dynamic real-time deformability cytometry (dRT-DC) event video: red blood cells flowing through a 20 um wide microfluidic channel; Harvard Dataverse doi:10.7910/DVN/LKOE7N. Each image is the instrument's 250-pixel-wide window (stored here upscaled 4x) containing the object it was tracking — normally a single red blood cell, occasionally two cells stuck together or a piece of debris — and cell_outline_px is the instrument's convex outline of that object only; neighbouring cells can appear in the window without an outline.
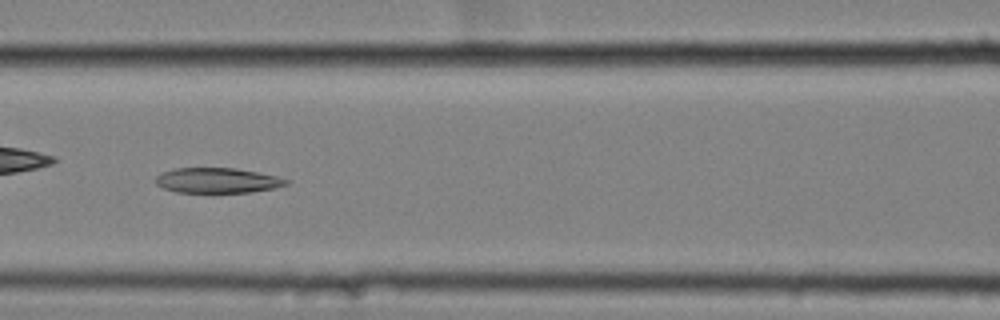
{"species": "common noctule bat (a hibernating species)", "species_latin": "Nyctalus noctula", "temperature_condition": "cold", "stored_images_in_passage": 11, "camera_frame_rate_fps": 3000, "um_per_image_px": 0.085, "animal": {"sex": "female", "body_mass_g": 25.1}, "frame": {"image": 1, "passage_image": 9, "time_ms": 2.667, "image_size_px": [1000, 320], "cell_outline_px": [[288, 184], [272, 188], [248, 192], [176, 192], [164, 188], [156, 184], [156, 176], [172, 168], [236, 168], [276, 176], [288, 180]], "centroid_in_image_um": [18.44, 15.33], "position_along_channel_um": 148.2, "area_um2": 18.84}}